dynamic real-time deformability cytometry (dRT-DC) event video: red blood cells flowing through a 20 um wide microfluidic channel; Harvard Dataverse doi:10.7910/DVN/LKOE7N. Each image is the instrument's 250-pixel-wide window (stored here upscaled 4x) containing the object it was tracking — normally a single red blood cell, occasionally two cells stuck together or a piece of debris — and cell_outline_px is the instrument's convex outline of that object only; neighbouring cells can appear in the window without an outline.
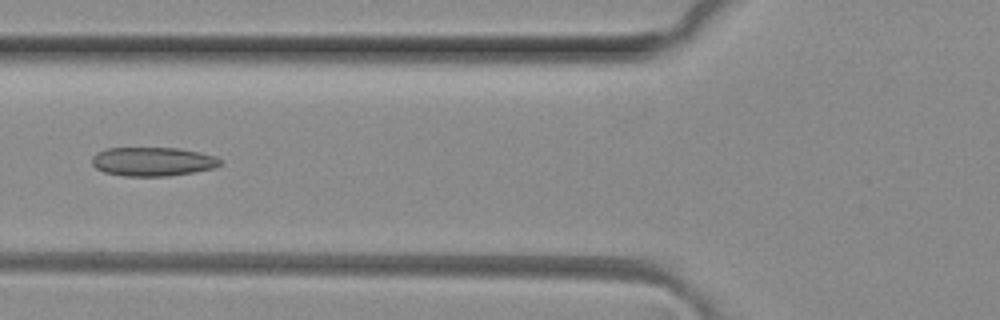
{"species": "common noctule bat (a hibernating species)", "species_latin": "Nyctalus noctula", "temperature_condition": "room temperature", "stored_images_in_passage": 6, "camera_frame_rate_fps": 3000, "um_per_image_px": 0.085, "animal": {"sex": "female", "body_mass_g": 29.2, "forearm_length_mm": 56.3}, "frame": {"image": 1, "passage_image": 5, "time_ms": 1.333, "image_size_px": [1000, 320], "cell_outline_px": [[220, 164], [212, 168], [192, 172], [168, 176], [124, 176], [104, 172], [96, 168], [92, 164], [92, 156], [96, 152], [108, 148], [180, 148], [200, 152], [216, 156], [220, 160]], "centroid_in_image_um": [12.95, 13.73], "position_along_channel_um": 112.9, "area_um2": 21.56}}
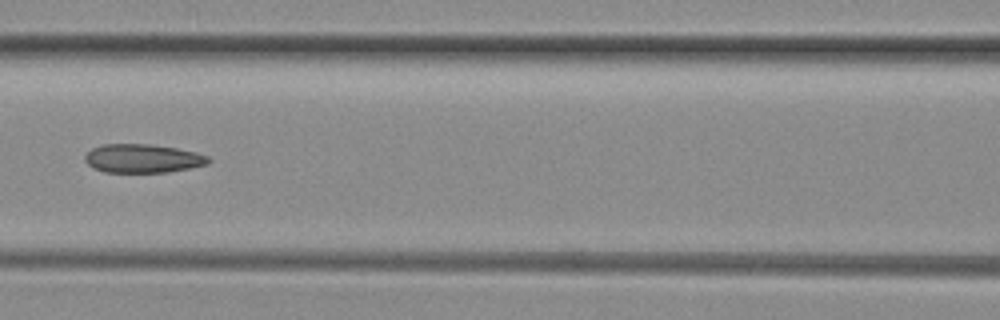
{"frame": {"image": 2, "passage_image": 6, "time_ms": 1.667, "image_size_px": [1000, 320], "cell_outline_px": [[212, 160], [208, 164], [168, 172], [104, 172], [92, 168], [84, 160], [84, 156], [92, 148], [104, 144], [148, 144], [176, 148], [196, 152], [208, 156]], "centroid_in_image_um": [12.12, 13.47], "position_along_channel_um": 154.5, "area_um2": 20.63}}